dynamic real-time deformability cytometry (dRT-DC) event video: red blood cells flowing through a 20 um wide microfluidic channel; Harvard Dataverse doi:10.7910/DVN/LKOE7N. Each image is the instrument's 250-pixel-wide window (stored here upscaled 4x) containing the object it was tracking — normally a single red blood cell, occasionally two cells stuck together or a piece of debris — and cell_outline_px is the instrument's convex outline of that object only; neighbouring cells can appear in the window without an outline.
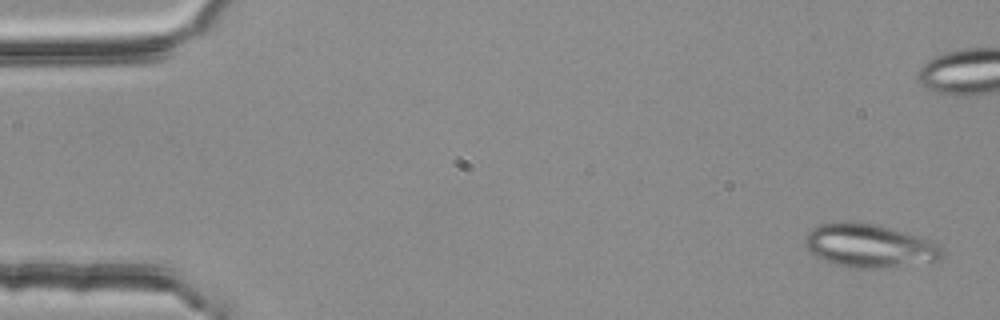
{"species": "common noctule bat (a hibernating species)", "species_latin": "Nyctalus noctula", "temperature_condition": "room temperature", "stored_images_in_passage": 52, "segment_of_instrument_passage": [1, 2], "camera_frame_rate_fps": 3000, "um_per_image_px": 0.085, "animal": {"sex": "female", "body_mass_g": 25.1}, "frame": {"image": 1, "passage_image": 1, "time_ms": 0.0, "image_size_px": [1000, 320], "cell_outline_px": [[944, 256], [940, 260], [876, 268], [856, 268], [832, 264], [808, 252], [804, 244], [808, 232], [816, 224], [840, 220], [880, 224], [932, 240], [944, 252]], "centroid_in_image_um": [73.85, 20.85], "position_along_channel_um": 11.2, "area_um2": 35.08}}